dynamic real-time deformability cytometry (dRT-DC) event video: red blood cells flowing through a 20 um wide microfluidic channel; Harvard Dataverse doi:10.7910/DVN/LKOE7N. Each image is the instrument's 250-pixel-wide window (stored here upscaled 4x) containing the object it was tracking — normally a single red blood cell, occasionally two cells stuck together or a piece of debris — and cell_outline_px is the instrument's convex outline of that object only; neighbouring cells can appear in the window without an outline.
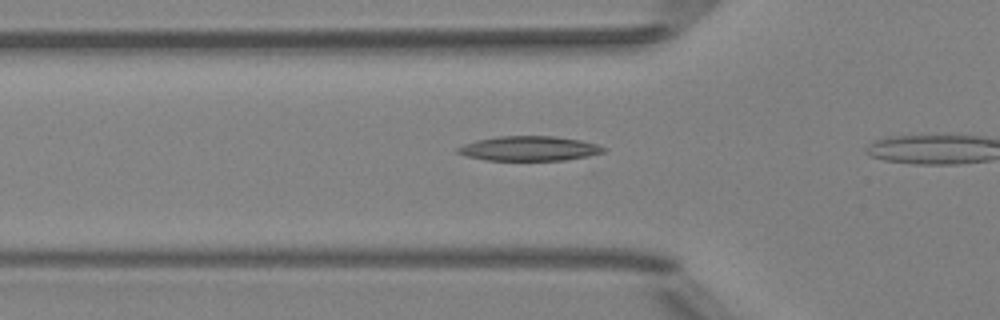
{"species": "Egyptian fruit bat (a non-hibernating species)", "species_latin": "Rousettus aegyptiacus", "temperature_condition": "room temperature", "stored_images_in_passage": 8, "camera_frame_rate_fps": 3000, "um_per_image_px": 0.085, "animal": {"sex": "female"}, "frame": {"image": 1, "passage_image": 7, "time_ms": 2.0, "image_size_px": [1000, 320], "cell_outline_px": [[608, 148], [604, 152], [588, 156], [564, 160], [484, 160], [468, 156], [456, 152], [456, 148], [464, 144], [476, 140], [500, 136], [556, 136], [580, 140], [596, 144]], "centroid_in_image_um": [44.99, 12.62], "position_along_channel_um": 80.8, "area_um2": 20.92}}